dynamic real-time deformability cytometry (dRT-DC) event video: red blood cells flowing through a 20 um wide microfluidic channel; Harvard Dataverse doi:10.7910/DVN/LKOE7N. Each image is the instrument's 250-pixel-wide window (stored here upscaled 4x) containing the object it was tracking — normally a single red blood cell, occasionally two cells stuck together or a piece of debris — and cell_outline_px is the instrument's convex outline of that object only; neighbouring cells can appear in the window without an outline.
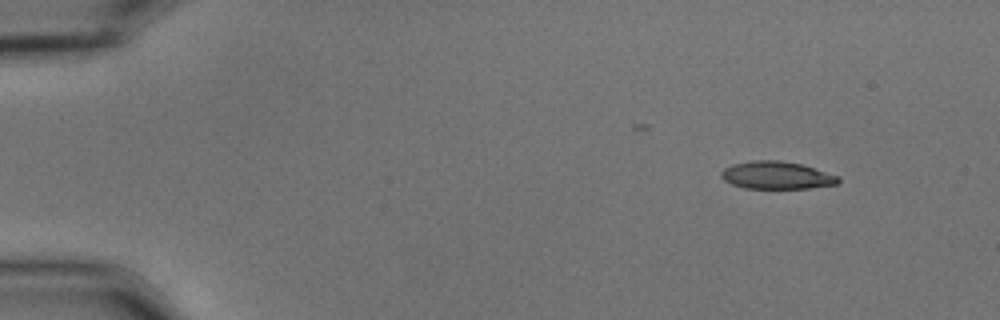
{"species": "common noctule bat (a hibernating species)", "species_latin": "Nyctalus noctula", "temperature_condition": "cold", "stored_images_in_passage": 8, "camera_frame_rate_fps": 3000, "um_per_image_px": 0.085, "animal": {"sex": "male", "body_mass_g": 15.6}, "frame": {"image": 1, "passage_image": 1, "time_ms": 0.0, "image_size_px": [1000, 320], "cell_outline_px": [[840, 184], [808, 188], [744, 188], [732, 184], [724, 180], [720, 176], [720, 172], [724, 168], [732, 164], [752, 160], [780, 160], [800, 164], [840, 176]], "centroid_in_image_um": [66.01, 14.9], "position_along_channel_um": 19.0, "area_um2": 18.9}}